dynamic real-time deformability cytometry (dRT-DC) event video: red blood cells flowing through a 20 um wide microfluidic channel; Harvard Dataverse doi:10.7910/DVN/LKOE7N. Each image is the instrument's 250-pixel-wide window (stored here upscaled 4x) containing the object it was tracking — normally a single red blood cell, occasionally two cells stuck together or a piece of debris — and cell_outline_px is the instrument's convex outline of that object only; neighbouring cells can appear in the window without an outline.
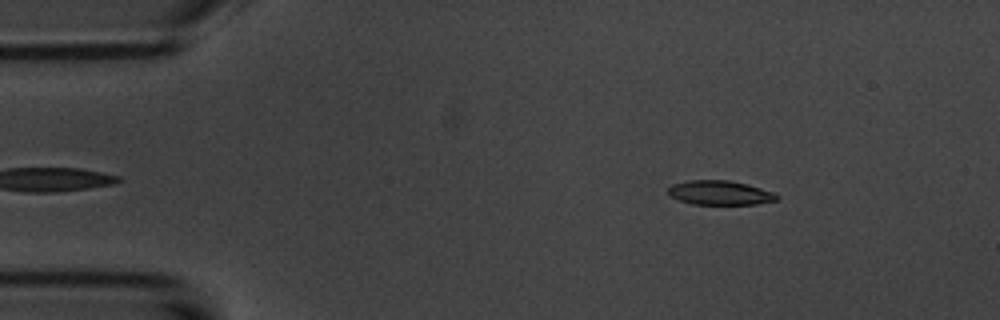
{"species": "common noctule bat (a hibernating species)", "species_latin": "Nyctalus noctula", "temperature_condition": "room temperature", "stored_images_in_passage": 3, "camera_frame_rate_fps": 3000, "um_per_image_px": 0.085, "animal": {"sex": "male", "body_mass_g": 20.1, "forearm_length_mm": 53.5}, "frame": {"image": 1, "passage_image": 1, "time_ms": 0.0, "image_size_px": [1000, 320], "cell_outline_px": [[780, 200], [756, 204], [692, 204], [668, 196], [668, 188], [672, 184], [688, 180], [728, 180], [748, 184], [776, 192], [780, 196]], "centroid_in_image_um": [61.24, 16.38], "position_along_channel_um": 23.8, "area_um2": 15.66}}